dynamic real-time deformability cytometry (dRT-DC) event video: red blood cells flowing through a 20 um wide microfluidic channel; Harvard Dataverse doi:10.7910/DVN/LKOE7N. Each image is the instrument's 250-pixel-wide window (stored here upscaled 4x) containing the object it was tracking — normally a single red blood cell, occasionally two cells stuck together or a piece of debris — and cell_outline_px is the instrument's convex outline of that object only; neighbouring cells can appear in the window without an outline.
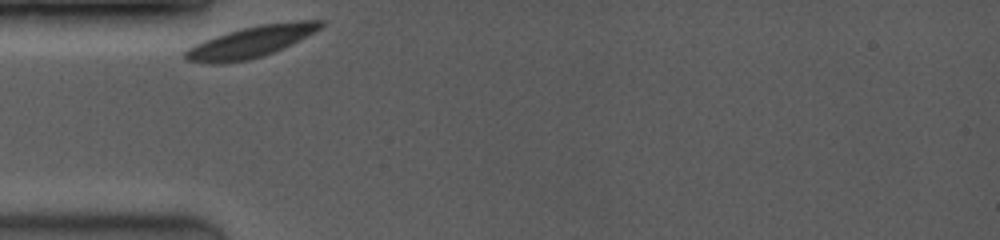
{"species": "common noctule bat (a hibernating species)", "species_latin": "Nyctalus noctula", "temperature_condition": "room temperature", "stored_images_in_passage": 6, "camera_frame_rate_fps": 3500, "um_per_image_px": 0.085, "animal": {"sex": "female", "body_mass_g": 19.0, "forearm_length_mm": 53.3}, "frame": {"image": 1, "passage_image": 1, "time_ms": 0.0, "image_size_px": [1000, 240], "cell_outline_px": [[324, 24], [320, 28], [264, 56], [248, 60], [224, 64], [212, 64], [184, 60], [184, 52], [188, 48], [204, 40], [228, 32], [260, 24], [296, 20], [324, 20]], "centroid_in_image_um": [21.26, 3.57], "position_along_channel_um": 63.7, "area_um2": 24.28}}